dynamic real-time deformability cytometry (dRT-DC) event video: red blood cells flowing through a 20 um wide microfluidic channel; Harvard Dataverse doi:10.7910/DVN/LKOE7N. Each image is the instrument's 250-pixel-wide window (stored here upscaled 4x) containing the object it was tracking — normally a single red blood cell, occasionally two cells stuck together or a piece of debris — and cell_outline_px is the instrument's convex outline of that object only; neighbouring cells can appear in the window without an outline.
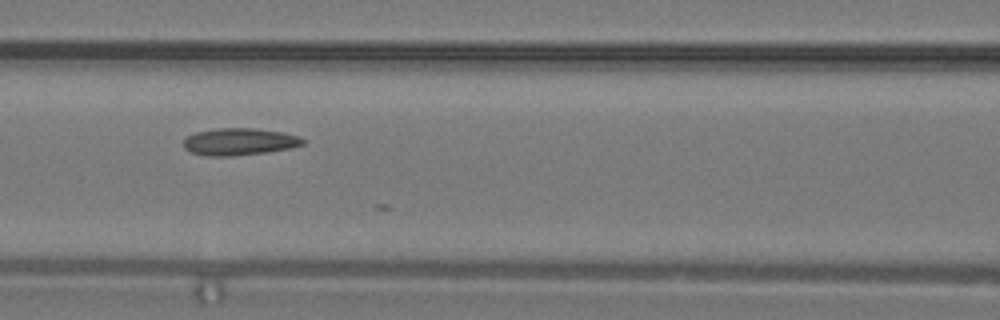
{"species": "common noctule bat (a hibernating species)", "species_latin": "Nyctalus noctula", "temperature_condition": "warm", "stored_images_in_passage": 18, "camera_frame_rate_fps": 3000, "um_per_image_px": 0.085, "animal": {"sex": "male", "body_mass_g": 19.2, "forearm_length_mm": 51.8}, "frame": {"image": 1, "passage_image": 12, "time_ms": 3.667, "image_size_px": [1000, 320], "cell_outline_px": [[304, 144], [292, 148], [268, 152], [232, 156], [204, 156], [192, 152], [184, 148], [184, 140], [188, 136], [196, 132], [216, 128], [252, 128], [284, 132], [296, 136], [304, 140]], "centroid_in_image_um": [20.34, 12.05], "position_along_channel_um": 146.3, "area_um2": 18.84}}
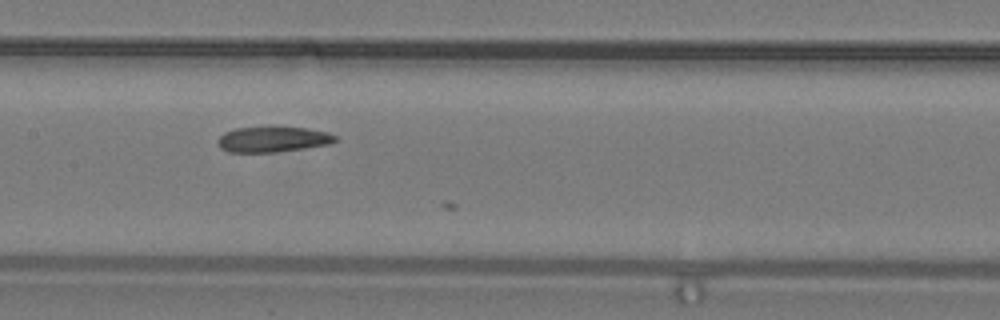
{"frame": {"image": 2, "passage_image": 14, "time_ms": 4.333, "image_size_px": [1000, 320], "cell_outline_px": [[336, 140], [328, 144], [304, 148], [276, 152], [228, 152], [220, 148], [216, 140], [224, 132], [236, 128], [268, 124], [276, 124], [308, 128], [328, 132], [336, 136]], "centroid_in_image_um": [23.15, 11.79], "position_along_channel_um": 184.2, "area_um2": 18.32}}
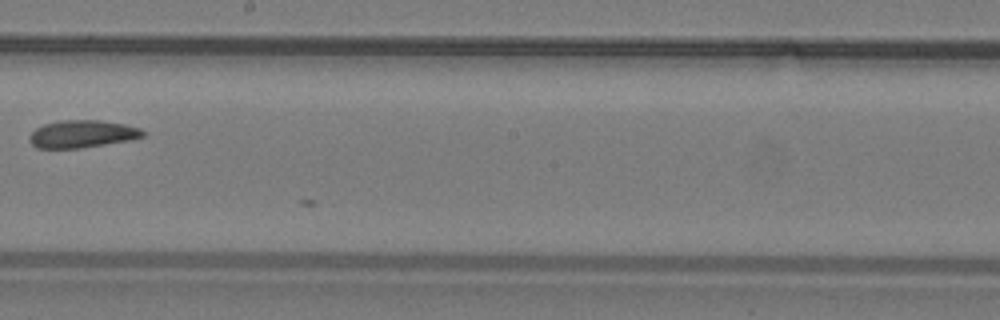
{"frame": {"image": 3, "passage_image": 17, "time_ms": 5.333, "image_size_px": [1000, 320], "cell_outline_px": [[144, 136], [132, 140], [80, 148], [36, 148], [28, 140], [28, 136], [36, 128], [44, 124], [60, 120], [100, 120], [124, 124], [140, 128], [144, 132]], "centroid_in_image_um": [6.97, 11.39], "position_along_channel_um": 241.2, "area_um2": 18.26}}